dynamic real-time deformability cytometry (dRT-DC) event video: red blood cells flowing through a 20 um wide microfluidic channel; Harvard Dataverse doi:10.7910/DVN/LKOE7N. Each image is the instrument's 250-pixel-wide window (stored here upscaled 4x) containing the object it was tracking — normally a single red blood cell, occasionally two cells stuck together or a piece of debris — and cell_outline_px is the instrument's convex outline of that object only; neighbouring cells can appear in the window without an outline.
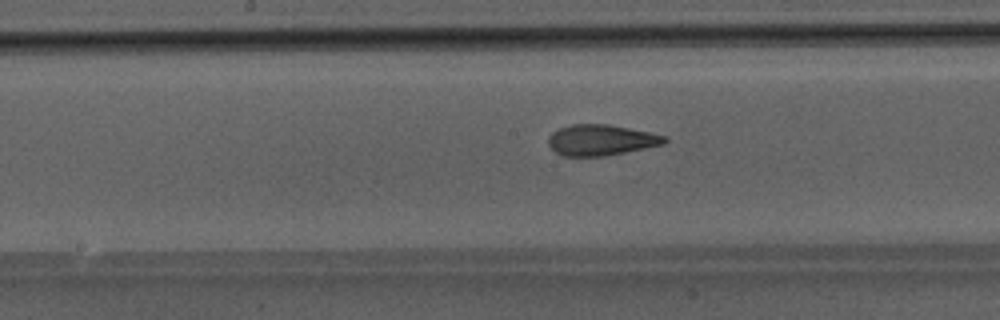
{"species": "Egyptian fruit bat (a non-hibernating species)", "species_latin": "Rousettus aegyptiacus", "temperature_condition": "room temperature", "stored_images_in_passage": 24, "camera_frame_rate_fps": 3000, "um_per_image_px": 0.085, "animal": {"sex": "male"}, "frame": {"image": 1, "passage_image": 11, "time_ms": 3.333, "image_size_px": [1000, 320], "cell_outline_px": [[668, 140], [664, 144], [604, 156], [560, 156], [548, 144], [548, 136], [552, 132], [560, 128], [572, 124], [608, 124], [668, 136]], "centroid_in_image_um": [51.07, 11.9], "position_along_channel_um": 197.1, "area_um2": 20.81}}